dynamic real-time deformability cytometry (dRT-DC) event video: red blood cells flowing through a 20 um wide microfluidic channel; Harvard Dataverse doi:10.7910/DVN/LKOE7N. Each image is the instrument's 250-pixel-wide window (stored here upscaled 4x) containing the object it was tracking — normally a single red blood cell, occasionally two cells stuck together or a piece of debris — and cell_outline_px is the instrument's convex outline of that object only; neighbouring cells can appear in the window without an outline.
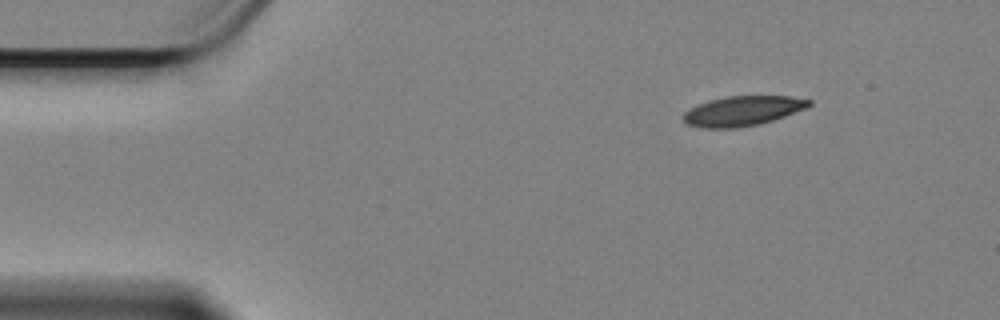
{"species": "Egyptian fruit bat (a non-hibernating species)", "species_latin": "Rousettus aegyptiacus", "temperature_condition": "cold", "stored_images_in_passage": 52, "camera_frame_rate_fps": 3000, "um_per_image_px": 0.085, "animal": {"sex": "female"}, "frame": {"image": 1, "passage_image": 1, "time_ms": 0.0, "image_size_px": [1000, 320], "cell_outline_px": [[812, 104], [808, 108], [760, 124], [736, 128], [704, 128], [688, 124], [684, 120], [684, 112], [700, 104], [712, 100], [728, 96], [788, 96], [812, 100]], "centroid_in_image_um": [63.18, 9.43], "position_along_channel_um": 21.8, "area_um2": 21.56}}
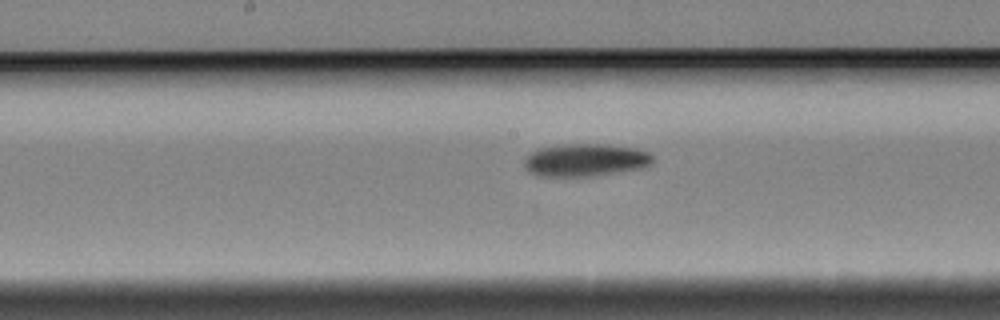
{"frame": {"image": 2, "passage_image": 23, "time_ms": 7.333, "image_size_px": [1000, 320], "cell_outline_px": [[652, 164], [644, 168], [588, 176], [540, 176], [532, 172], [524, 164], [524, 160], [536, 148], [564, 144], [604, 144], [636, 148], [648, 152], [652, 156]], "centroid_in_image_um": [49.78, 13.59], "position_along_channel_um": 198.4, "area_um2": 24.28}}
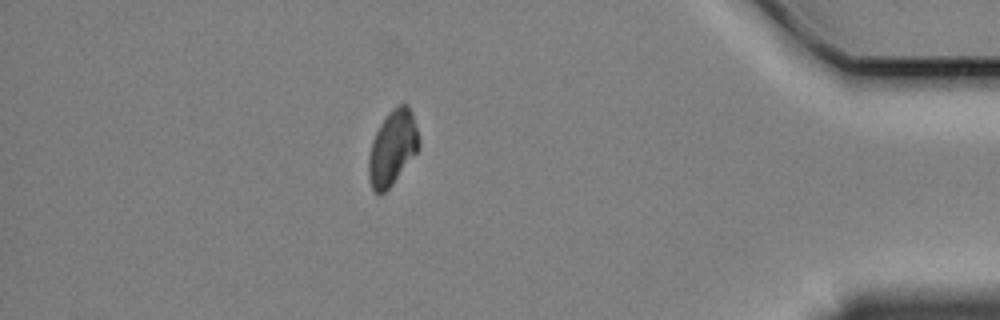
{"frame": {"image": 3, "passage_image": 45, "time_ms": 14.667, "image_size_px": [1000, 320], "cell_outline_px": [[420, 144], [416, 152], [392, 184], [380, 196], [376, 196], [372, 188], [368, 176], [368, 156], [372, 140], [380, 124], [388, 112], [392, 108], [400, 104], [408, 104], [412, 112], [420, 140]], "centroid_in_image_um": [33.34, 12.56], "position_along_channel_um": 401.9, "area_um2": 21.91}, "authors_computed_cell_mechanics": {"area_um2": 23.5824, "velocity_mm_per_s": 3.3589, "shape_relaxation_time_tau1_ms": 4.8695, "shape_relaxation_time_tau2_ms": null, "deformation_change_tau1": 0.1201, "deformation_change_tau2": null}}